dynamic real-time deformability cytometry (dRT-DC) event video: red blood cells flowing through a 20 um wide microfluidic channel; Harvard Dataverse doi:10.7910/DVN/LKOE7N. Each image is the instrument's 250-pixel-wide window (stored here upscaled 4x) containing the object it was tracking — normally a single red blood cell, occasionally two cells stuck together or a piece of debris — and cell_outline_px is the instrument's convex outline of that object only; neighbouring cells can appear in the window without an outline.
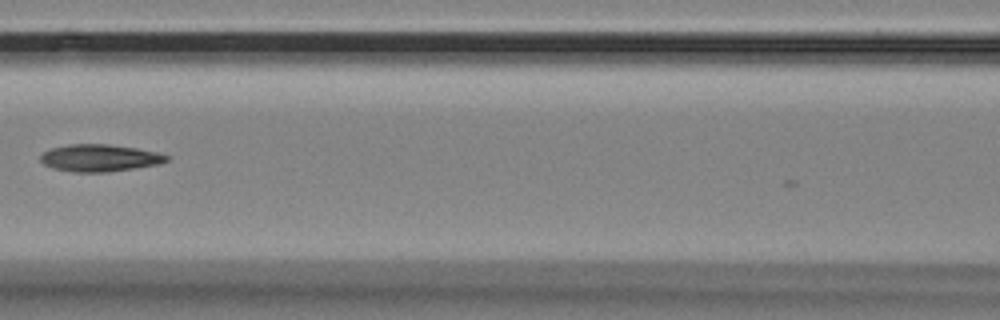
{"species": "Egyptian fruit bat (a non-hibernating species)", "species_latin": "Rousettus aegyptiacus", "temperature_condition": "room temperature", "stored_images_in_passage": 8, "camera_frame_rate_fps": 3000, "um_per_image_px": 0.085, "animal": {"sex": "female"}, "frame": {"image": 1, "passage_image": 3, "time_ms": 0.667, "image_size_px": [1000, 320], "cell_outline_px": [[168, 160], [160, 164], [108, 172], [76, 172], [52, 168], [44, 164], [40, 160], [40, 156], [44, 152], [52, 148], [72, 144], [108, 144], [136, 148], [156, 152], [168, 156]], "centroid_in_image_um": [8.47, 13.43], "position_along_channel_um": 158.1, "area_um2": 19.77}}
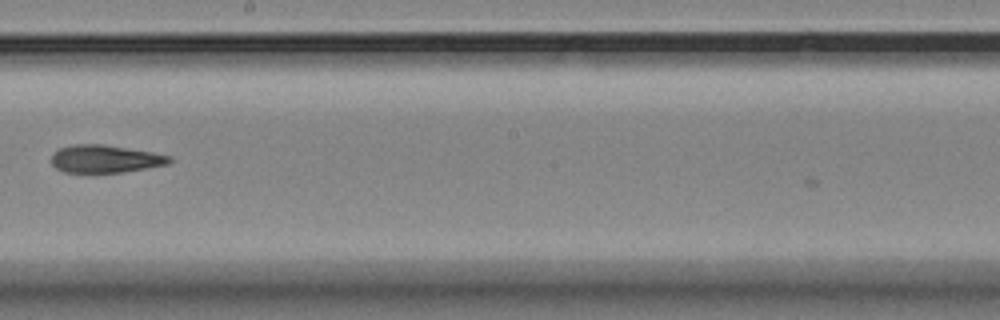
{"frame": {"image": 2, "passage_image": 5, "time_ms": 1.333, "image_size_px": [1000, 320], "cell_outline_px": [[172, 160], [168, 164], [148, 168], [120, 172], [64, 172], [56, 168], [52, 164], [52, 152], [60, 148], [72, 144], [104, 144], [152, 152], [172, 156]], "centroid_in_image_um": [8.94, 13.49], "position_along_channel_um": 239.3, "area_um2": 19.07}}
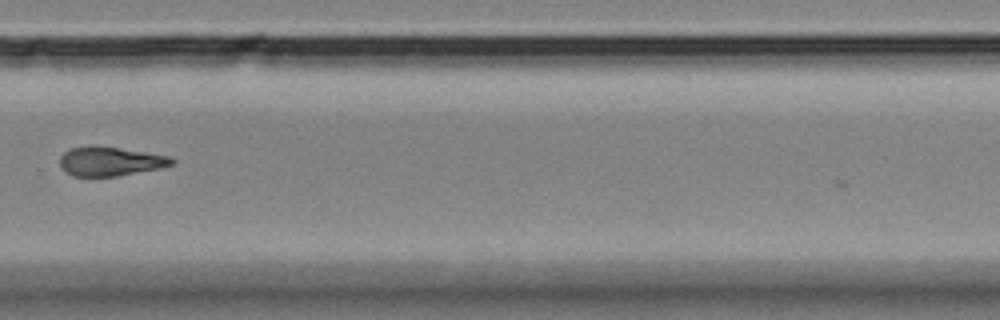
{"frame": {"image": 3, "passage_image": 7, "time_ms": 2.0, "image_size_px": [1000, 320], "cell_outline_px": [[176, 164], [160, 168], [116, 176], [72, 176], [64, 172], [60, 168], [60, 156], [64, 152], [72, 148], [88, 144], [92, 144], [144, 152], [168, 156], [176, 160]], "centroid_in_image_um": [9.33, 13.71], "position_along_channel_um": 320.5, "area_um2": 19.19}}